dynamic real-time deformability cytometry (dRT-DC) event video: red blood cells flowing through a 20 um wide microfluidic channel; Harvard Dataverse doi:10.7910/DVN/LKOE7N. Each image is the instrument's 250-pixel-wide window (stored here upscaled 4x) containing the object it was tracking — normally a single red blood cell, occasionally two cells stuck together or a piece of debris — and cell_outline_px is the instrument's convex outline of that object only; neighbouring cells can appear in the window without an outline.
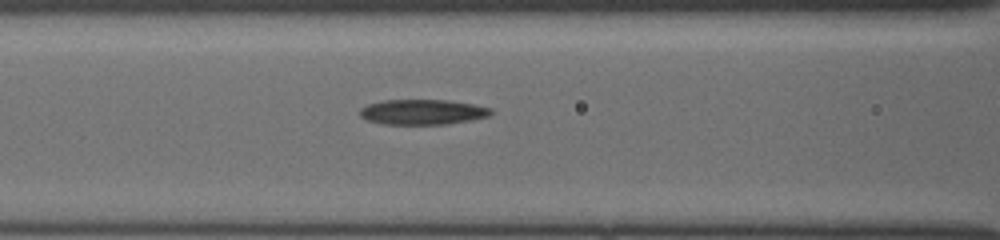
{"species": "common noctule bat (a hibernating species)", "species_latin": "Nyctalus noctula", "temperature_condition": "cold", "stored_images_in_passage": 7, "segment_of_instrument_passage": [1, 2], "camera_frame_rate_fps": 3000, "um_per_image_px": 0.085, "animal": {"sex": "female", "body_mass_g": 19.5, "forearm_length_mm": 54.1}, "frame": {"image": 1, "passage_image": 3, "time_ms": 1.333, "image_size_px": [1000, 240], "cell_outline_px": [[492, 112], [488, 116], [468, 120], [444, 124], [384, 124], [368, 120], [360, 116], [360, 108], [368, 104], [384, 100], [448, 100], [472, 104], [492, 108]], "centroid_in_image_um": [35.89, 9.51], "position_along_channel_um": 130.7, "area_um2": 19.02}}
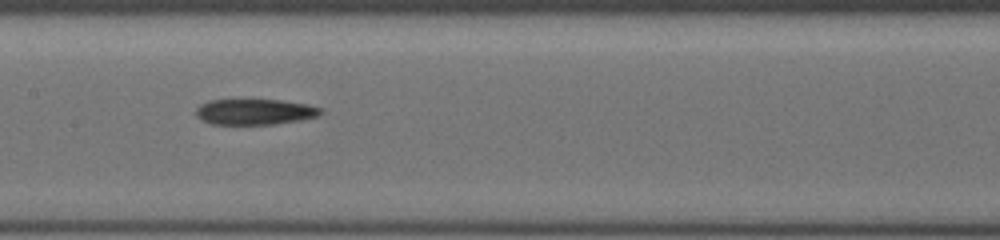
{"frame": {"image": 2, "passage_image": 5, "time_ms": 2.667, "image_size_px": [1000, 240], "cell_outline_px": [[324, 112], [320, 116], [300, 120], [272, 124], [212, 124], [200, 120], [196, 116], [196, 108], [200, 104], [208, 100], [280, 100], [308, 104], [320, 108]], "centroid_in_image_um": [21.65, 9.5], "position_along_channel_um": 185.7, "area_um2": 18.79}}